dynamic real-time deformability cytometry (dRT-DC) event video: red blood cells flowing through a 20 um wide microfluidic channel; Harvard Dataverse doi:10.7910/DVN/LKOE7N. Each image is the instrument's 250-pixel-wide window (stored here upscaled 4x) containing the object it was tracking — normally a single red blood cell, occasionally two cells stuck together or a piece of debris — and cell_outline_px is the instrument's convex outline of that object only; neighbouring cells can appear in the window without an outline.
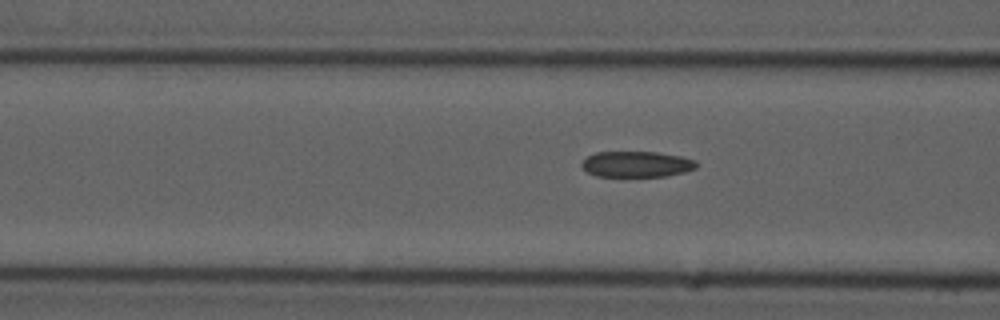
{"species": "common noctule bat (a hibernating species)", "species_latin": "Nyctalus noctula", "temperature_condition": "cold", "stored_images_in_passage": 6, "camera_frame_rate_fps": 3000, "um_per_image_px": 0.085, "animal": {"sex": "male", "forearm_length_mm": 52.5}, "frame": {"image": 1, "passage_image": 6, "time_ms": 1.667, "image_size_px": [1000, 320], "cell_outline_px": [[696, 168], [684, 172], [668, 176], [596, 176], [588, 172], [580, 164], [588, 156], [596, 152], [656, 152], [680, 156], [696, 160]], "centroid_in_image_um": [54.12, 13.95], "position_along_channel_um": 112.5, "area_um2": 17.17}}